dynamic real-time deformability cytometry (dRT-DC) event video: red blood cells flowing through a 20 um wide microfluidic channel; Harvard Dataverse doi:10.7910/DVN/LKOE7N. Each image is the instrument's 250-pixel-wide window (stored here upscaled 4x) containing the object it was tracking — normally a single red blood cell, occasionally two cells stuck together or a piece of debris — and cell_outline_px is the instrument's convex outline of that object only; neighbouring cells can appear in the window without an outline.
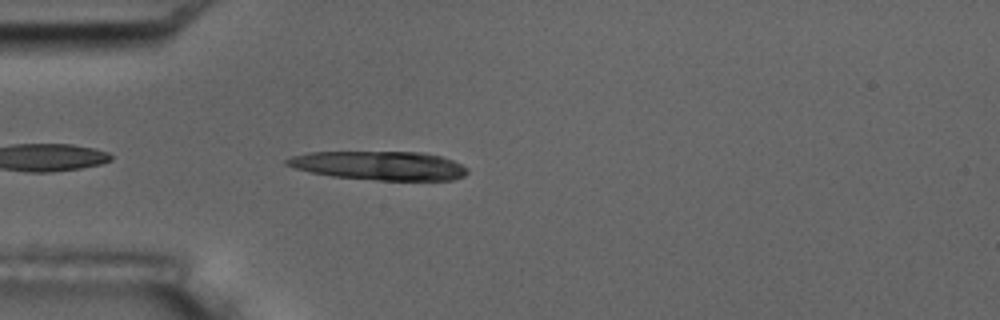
{"species": "common noctule bat (a hibernating species)", "species_latin": "Nyctalus noctula", "temperature_condition": "room temperature", "stored_images_in_passage": 4, "camera_frame_rate_fps": 3000, "um_per_image_px": 0.085, "animal": {"sex": "male", "body_mass_g": 17.5, "forearm_length_mm": 52.3}, "frame": {"image": 1, "passage_image": 4, "time_ms": 4.333, "image_size_px": [1000, 320], "cell_outline_px": [[468, 172], [464, 176], [452, 180], [376, 180], [332, 176], [308, 172], [284, 164], [284, 160], [292, 156], [308, 152], [424, 152], [440, 156], [452, 160], [468, 168]], "centroid_in_image_um": [32.23, 14.07], "position_along_channel_um": 52.8, "area_um2": 30.4}}